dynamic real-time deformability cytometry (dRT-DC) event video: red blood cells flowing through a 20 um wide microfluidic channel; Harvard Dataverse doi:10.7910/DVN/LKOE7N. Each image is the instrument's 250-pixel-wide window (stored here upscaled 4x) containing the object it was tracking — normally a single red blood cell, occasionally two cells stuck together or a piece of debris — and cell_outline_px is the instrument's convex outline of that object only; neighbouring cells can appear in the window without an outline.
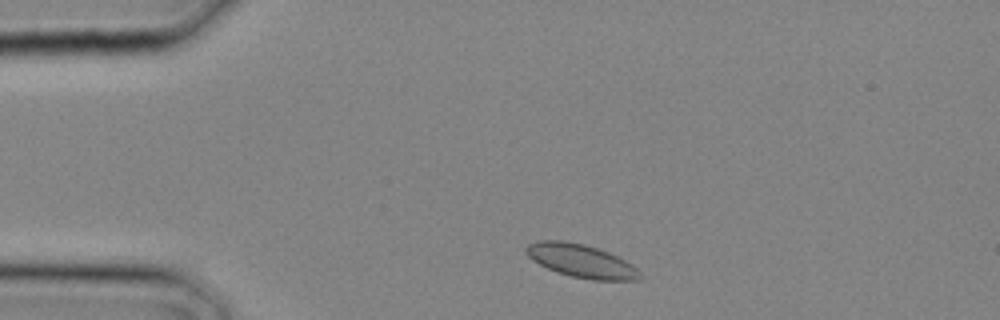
{"species": "common noctule bat (a hibernating species)", "species_latin": "Nyctalus noctula", "temperature_condition": "cold", "stored_images_in_passage": 1, "camera_frame_rate_fps": 3000, "um_per_image_px": 0.085, "animal": {"sex": "male", "body_mass_g": 20.4}, "frame": {"image": 1, "passage_image": 1, "time_ms": 0.0, "image_size_px": [1000, 320], "cell_outline_px": [[644, 276], [640, 280], [592, 280], [572, 276], [556, 272], [532, 260], [524, 252], [524, 248], [528, 244], [540, 240], [560, 240], [584, 244], [608, 252], [632, 264]], "centroid_in_image_um": [49.39, 22.18], "position_along_channel_um": 35.6, "area_um2": 22.02}}